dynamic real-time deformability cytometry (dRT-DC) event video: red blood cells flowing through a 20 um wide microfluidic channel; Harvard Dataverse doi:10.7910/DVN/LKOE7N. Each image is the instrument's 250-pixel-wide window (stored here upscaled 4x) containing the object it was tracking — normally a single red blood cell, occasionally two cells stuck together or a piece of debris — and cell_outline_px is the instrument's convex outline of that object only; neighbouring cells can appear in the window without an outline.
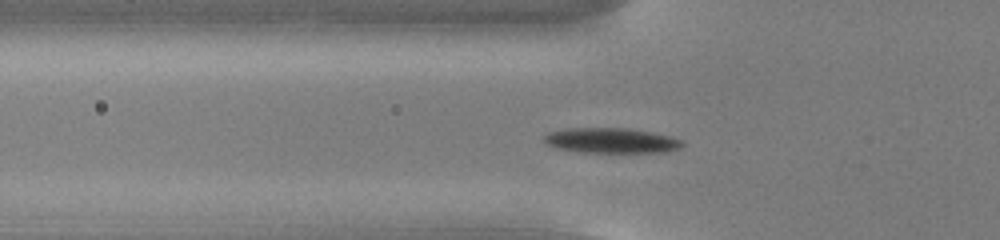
{"species": "common noctule bat (a hibernating species)", "species_latin": "Nyctalus noctula", "temperature_condition": "cold", "stored_images_in_passage": 51, "camera_frame_rate_fps": 3000, "um_per_image_px": 0.085, "animal": {"sex": "male", "body_mass_g": 13.0, "forearm_length_mm": 53.1}, "frame": {"image": 1, "passage_image": 15, "time_ms": 4.667, "image_size_px": [1000, 240], "cell_outline_px": [[684, 144], [680, 148], [668, 152], [580, 152], [556, 148], [548, 144], [544, 140], [544, 136], [548, 132], [568, 128], [628, 128], [652, 132], [668, 136], [680, 140]], "centroid_in_image_um": [51.95, 11.94], "position_along_channel_um": 73.9, "area_um2": 20.17}}
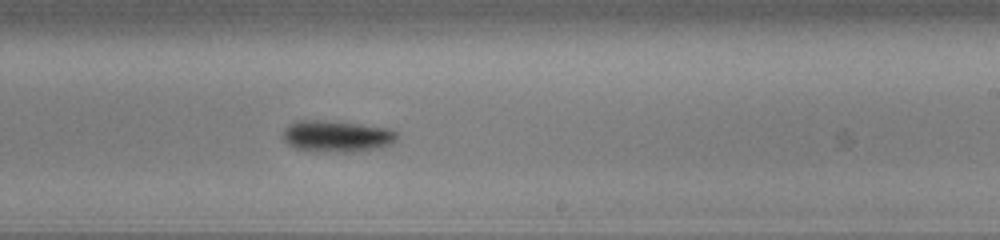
{"frame": {"image": 2, "passage_image": 30, "time_ms": 9.667, "image_size_px": [1000, 240], "cell_outline_px": [[396, 140], [392, 144], [380, 148], [352, 152], [344, 152], [296, 148], [288, 144], [284, 140], [284, 128], [288, 124], [296, 120], [324, 120], [360, 124], [388, 128], [396, 132]], "centroid_in_image_um": [28.64, 11.56], "position_along_channel_um": 260.4, "area_um2": 20.75}}
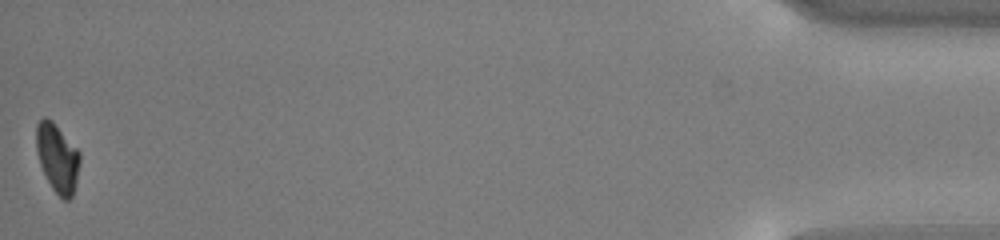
{"frame": {"image": 3, "passage_image": 51, "time_ms": 16.667, "image_size_px": [1000, 240], "cell_outline_px": [[80, 164], [72, 196], [68, 200], [64, 200], [52, 188], [40, 164], [36, 152], [36, 124], [44, 116], [52, 120], [80, 152]], "centroid_in_image_um": [4.87, 13.39], "position_along_channel_um": 430.3, "area_um2": 17.28}, "authors_computed_cell_mechanics": {"area_um2": 19.1896, "velocity_mm_per_s": 3.7455, "shape_relaxation_time_tau1_ms": 2.0316, "shape_relaxation_time_tau2_ms": null, "deformation_change_tau1": 0.1193, "deformation_change_tau2": null}}